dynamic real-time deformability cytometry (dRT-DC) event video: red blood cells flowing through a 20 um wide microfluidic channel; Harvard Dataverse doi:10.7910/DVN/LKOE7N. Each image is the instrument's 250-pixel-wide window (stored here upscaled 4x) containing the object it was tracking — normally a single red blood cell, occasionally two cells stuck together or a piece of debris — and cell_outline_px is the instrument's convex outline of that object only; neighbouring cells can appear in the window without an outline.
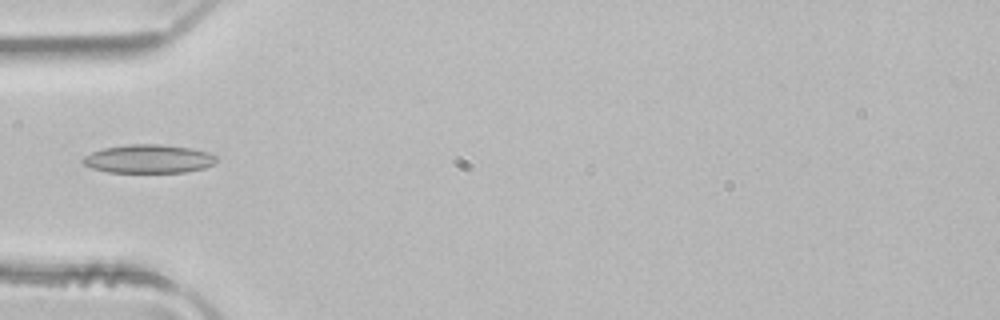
{"species": "common noctule bat (a hibernating species)", "species_latin": "Nyctalus noctula", "temperature_condition": "room temperature", "stored_images_in_passage": 2, "camera_frame_rate_fps": 3000, "um_per_image_px": 0.085, "animal": {"sex": "male", "body_mass_g": 21.5, "forearm_length_mm": 52.0}, "frame": {"image": 1, "passage_image": 2, "time_ms": 0.333, "image_size_px": [1000, 320], "cell_outline_px": [[216, 160], [212, 164], [204, 168], [184, 172], [108, 172], [92, 168], [84, 164], [80, 160], [84, 156], [92, 152], [104, 148], [132, 144], [160, 144], [192, 148], [208, 152], [216, 156]], "centroid_in_image_um": [12.62, 13.5], "position_along_channel_um": 72.4, "area_um2": 22.08}}